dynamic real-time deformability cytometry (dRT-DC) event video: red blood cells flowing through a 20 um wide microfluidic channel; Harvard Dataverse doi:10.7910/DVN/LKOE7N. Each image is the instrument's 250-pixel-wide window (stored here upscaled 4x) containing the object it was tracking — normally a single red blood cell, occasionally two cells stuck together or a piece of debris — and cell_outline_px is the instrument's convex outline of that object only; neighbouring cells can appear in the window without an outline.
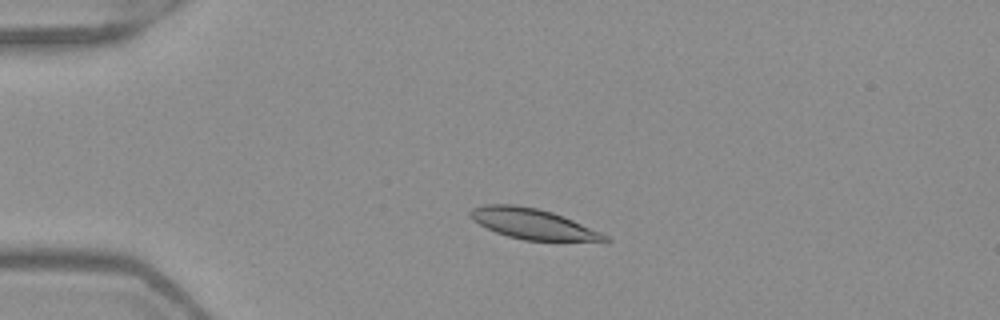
{"species": "Egyptian fruit bat (a non-hibernating species)", "species_latin": "Rousettus aegyptiacus", "temperature_condition": "warm", "stored_images_in_passage": 50, "camera_frame_rate_fps": 3000, "um_per_image_px": 0.085, "frame": {"image": 1, "passage_image": 11, "time_ms": 3.333, "image_size_px": [1000, 320], "cell_outline_px": [[612, 240], [604, 244], [524, 240], [508, 236], [496, 232], [472, 220], [468, 216], [468, 212], [472, 208], [484, 204], [516, 204], [536, 208], [552, 212], [572, 220], [600, 232], [608, 236]], "centroid_in_image_um": [45.4, 19.08], "position_along_channel_um": 39.6, "area_um2": 24.68}}
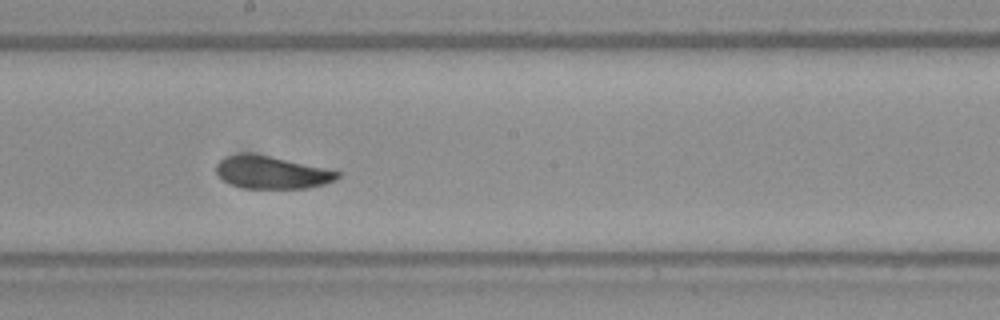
{"frame": {"image": 2, "passage_image": 28, "time_ms": 9.0, "image_size_px": [1000, 320], "cell_outline_px": [[340, 176], [336, 180], [324, 184], [304, 188], [244, 188], [232, 184], [224, 180], [216, 172], [216, 164], [220, 160], [228, 156], [268, 156], [324, 168], [340, 172]], "centroid_in_image_um": [23.13, 14.7], "position_along_channel_um": 225.1, "area_um2": 22.02}}
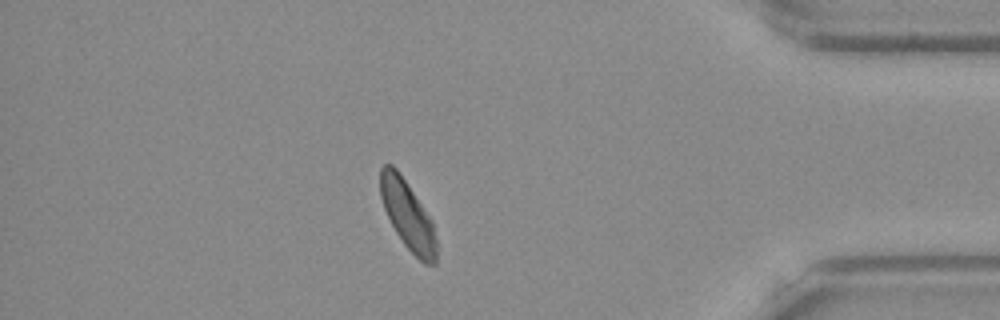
{"frame": {"image": 3, "passage_image": 44, "time_ms": 14.333, "image_size_px": [1000, 320], "cell_outline_px": [[436, 264], [424, 264], [404, 244], [396, 232], [384, 208], [380, 196], [380, 168], [384, 164], [392, 164], [396, 168], [432, 220], [436, 240]], "centroid_in_image_um": [34.65, 18.29], "position_along_channel_um": 400.6, "area_um2": 22.08}, "authors_computed_cell_mechanics": {"area_um2": 23.4957, "velocity_mm_per_s": 3.9355, "shape_relaxation_time_tau1_ms": 5.3372, "shape_relaxation_time_tau2_ms": 2.3997, "deformation_change_tau1": 0.1227, "deformation_change_tau2": 0.0673}}